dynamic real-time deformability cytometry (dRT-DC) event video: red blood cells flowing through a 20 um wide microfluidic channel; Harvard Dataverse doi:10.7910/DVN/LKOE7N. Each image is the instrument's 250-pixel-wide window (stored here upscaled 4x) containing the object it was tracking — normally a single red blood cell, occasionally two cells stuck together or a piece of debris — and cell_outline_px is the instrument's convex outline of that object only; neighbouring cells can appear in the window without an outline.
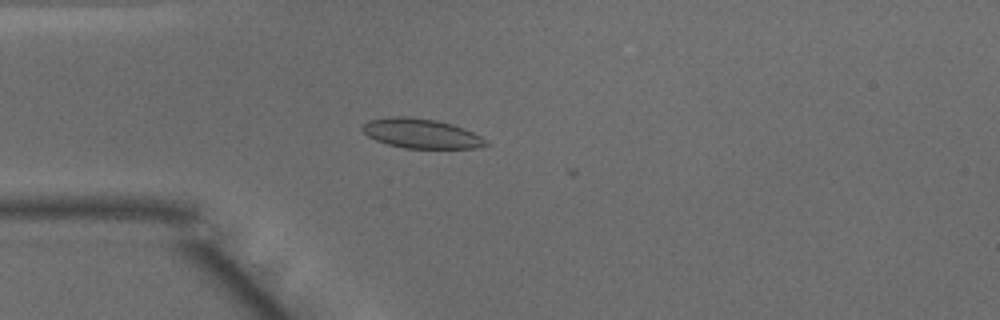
{"species": "common noctule bat (a hibernating species)", "species_latin": "Nyctalus noctula", "temperature_condition": "warm", "stored_images_in_passage": 5, "camera_frame_rate_fps": 3000, "um_per_image_px": 0.085, "animal": {"sex": "male", "body_mass_g": 15.6}, "frame": {"image": 1, "passage_image": 3, "time_ms": 0.667, "image_size_px": [1000, 320], "cell_outline_px": [[492, 144], [476, 148], [404, 148], [388, 144], [376, 140], [368, 136], [360, 128], [368, 120], [388, 116], [404, 116], [436, 120], [452, 124], [464, 128], [488, 140]], "centroid_in_image_um": [35.81, 11.34], "position_along_channel_um": 49.2, "area_um2": 21.39}}